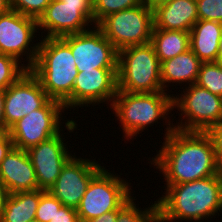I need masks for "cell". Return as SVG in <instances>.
I'll return each instance as SVG.
<instances>
[{
  "label": "cell",
  "mask_w": 222,
  "mask_h": 222,
  "mask_svg": "<svg viewBox=\"0 0 222 222\" xmlns=\"http://www.w3.org/2000/svg\"><path fill=\"white\" fill-rule=\"evenodd\" d=\"M160 146L149 163L162 172L165 185L192 182L222 171L207 132L174 129Z\"/></svg>",
  "instance_id": "obj_1"
},
{
  "label": "cell",
  "mask_w": 222,
  "mask_h": 222,
  "mask_svg": "<svg viewBox=\"0 0 222 222\" xmlns=\"http://www.w3.org/2000/svg\"><path fill=\"white\" fill-rule=\"evenodd\" d=\"M164 188L165 195L156 199L158 222H203L217 213L219 215L222 210V171L204 179Z\"/></svg>",
  "instance_id": "obj_2"
},
{
  "label": "cell",
  "mask_w": 222,
  "mask_h": 222,
  "mask_svg": "<svg viewBox=\"0 0 222 222\" xmlns=\"http://www.w3.org/2000/svg\"><path fill=\"white\" fill-rule=\"evenodd\" d=\"M118 117L119 125L124 133V139L129 141L134 136L137 137L140 132L149 126H153L158 121L165 120L166 128L164 138L174 131V124L171 123L168 116L173 111V94L168 92L153 93H130L117 91L113 103L110 107ZM168 121V122H167ZM153 124V125H151ZM169 125V126H168Z\"/></svg>",
  "instance_id": "obj_3"
},
{
  "label": "cell",
  "mask_w": 222,
  "mask_h": 222,
  "mask_svg": "<svg viewBox=\"0 0 222 222\" xmlns=\"http://www.w3.org/2000/svg\"><path fill=\"white\" fill-rule=\"evenodd\" d=\"M39 41L37 58L30 71L50 99L59 101L71 111V93L78 75L71 49L61 38Z\"/></svg>",
  "instance_id": "obj_4"
},
{
  "label": "cell",
  "mask_w": 222,
  "mask_h": 222,
  "mask_svg": "<svg viewBox=\"0 0 222 222\" xmlns=\"http://www.w3.org/2000/svg\"><path fill=\"white\" fill-rule=\"evenodd\" d=\"M161 63L151 43L118 51L117 91L153 93L164 91Z\"/></svg>",
  "instance_id": "obj_5"
},
{
  "label": "cell",
  "mask_w": 222,
  "mask_h": 222,
  "mask_svg": "<svg viewBox=\"0 0 222 222\" xmlns=\"http://www.w3.org/2000/svg\"><path fill=\"white\" fill-rule=\"evenodd\" d=\"M181 94H173V109L181 112L180 122L175 129L207 132L222 122V97L211 93L197 84L184 87ZM183 92V93H182ZM180 95V96H179ZM176 96V97H175Z\"/></svg>",
  "instance_id": "obj_6"
},
{
  "label": "cell",
  "mask_w": 222,
  "mask_h": 222,
  "mask_svg": "<svg viewBox=\"0 0 222 222\" xmlns=\"http://www.w3.org/2000/svg\"><path fill=\"white\" fill-rule=\"evenodd\" d=\"M103 168L91 179L76 211L80 222L121 208L131 196V185Z\"/></svg>",
  "instance_id": "obj_7"
},
{
  "label": "cell",
  "mask_w": 222,
  "mask_h": 222,
  "mask_svg": "<svg viewBox=\"0 0 222 222\" xmlns=\"http://www.w3.org/2000/svg\"><path fill=\"white\" fill-rule=\"evenodd\" d=\"M97 27L118 51L128 46L150 43L154 11L143 3L105 17Z\"/></svg>",
  "instance_id": "obj_8"
},
{
  "label": "cell",
  "mask_w": 222,
  "mask_h": 222,
  "mask_svg": "<svg viewBox=\"0 0 222 222\" xmlns=\"http://www.w3.org/2000/svg\"><path fill=\"white\" fill-rule=\"evenodd\" d=\"M37 24L39 31L41 28L47 32L40 38H60L87 31L94 26L93 0H52Z\"/></svg>",
  "instance_id": "obj_9"
},
{
  "label": "cell",
  "mask_w": 222,
  "mask_h": 222,
  "mask_svg": "<svg viewBox=\"0 0 222 222\" xmlns=\"http://www.w3.org/2000/svg\"><path fill=\"white\" fill-rule=\"evenodd\" d=\"M64 111L62 103L50 99L42 108L18 120L8 129L14 147L27 151L63 131Z\"/></svg>",
  "instance_id": "obj_10"
},
{
  "label": "cell",
  "mask_w": 222,
  "mask_h": 222,
  "mask_svg": "<svg viewBox=\"0 0 222 222\" xmlns=\"http://www.w3.org/2000/svg\"><path fill=\"white\" fill-rule=\"evenodd\" d=\"M37 32L40 33L37 20L34 18L24 16L14 10L0 15V53L14 57L20 63L23 62V65L30 70L38 54L40 42L36 44L33 42L35 37L37 40V35H35ZM23 56H26L24 61L27 64L22 61Z\"/></svg>",
  "instance_id": "obj_11"
},
{
  "label": "cell",
  "mask_w": 222,
  "mask_h": 222,
  "mask_svg": "<svg viewBox=\"0 0 222 222\" xmlns=\"http://www.w3.org/2000/svg\"><path fill=\"white\" fill-rule=\"evenodd\" d=\"M60 38L70 47L78 72L93 68H118V50L97 26Z\"/></svg>",
  "instance_id": "obj_12"
},
{
  "label": "cell",
  "mask_w": 222,
  "mask_h": 222,
  "mask_svg": "<svg viewBox=\"0 0 222 222\" xmlns=\"http://www.w3.org/2000/svg\"><path fill=\"white\" fill-rule=\"evenodd\" d=\"M102 168L95 159L77 158L74 153L63 166L59 177L48 191L64 206L76 209L89 182Z\"/></svg>",
  "instance_id": "obj_13"
},
{
  "label": "cell",
  "mask_w": 222,
  "mask_h": 222,
  "mask_svg": "<svg viewBox=\"0 0 222 222\" xmlns=\"http://www.w3.org/2000/svg\"><path fill=\"white\" fill-rule=\"evenodd\" d=\"M118 68H93L78 72L71 93V108L109 103L117 93ZM89 104V105H88Z\"/></svg>",
  "instance_id": "obj_14"
},
{
  "label": "cell",
  "mask_w": 222,
  "mask_h": 222,
  "mask_svg": "<svg viewBox=\"0 0 222 222\" xmlns=\"http://www.w3.org/2000/svg\"><path fill=\"white\" fill-rule=\"evenodd\" d=\"M49 100L38 78L28 70L5 90V128L8 130L33 110L42 108Z\"/></svg>",
  "instance_id": "obj_15"
},
{
  "label": "cell",
  "mask_w": 222,
  "mask_h": 222,
  "mask_svg": "<svg viewBox=\"0 0 222 222\" xmlns=\"http://www.w3.org/2000/svg\"><path fill=\"white\" fill-rule=\"evenodd\" d=\"M63 139L65 138L60 132L27 150L35 169L38 188L41 190H49L59 177L63 166L73 156Z\"/></svg>",
  "instance_id": "obj_16"
},
{
  "label": "cell",
  "mask_w": 222,
  "mask_h": 222,
  "mask_svg": "<svg viewBox=\"0 0 222 222\" xmlns=\"http://www.w3.org/2000/svg\"><path fill=\"white\" fill-rule=\"evenodd\" d=\"M0 180L10 193L39 189L28 152L17 147H13L0 163Z\"/></svg>",
  "instance_id": "obj_17"
},
{
  "label": "cell",
  "mask_w": 222,
  "mask_h": 222,
  "mask_svg": "<svg viewBox=\"0 0 222 222\" xmlns=\"http://www.w3.org/2000/svg\"><path fill=\"white\" fill-rule=\"evenodd\" d=\"M154 11V27L190 32L199 20L196 0H172L158 5Z\"/></svg>",
  "instance_id": "obj_18"
},
{
  "label": "cell",
  "mask_w": 222,
  "mask_h": 222,
  "mask_svg": "<svg viewBox=\"0 0 222 222\" xmlns=\"http://www.w3.org/2000/svg\"><path fill=\"white\" fill-rule=\"evenodd\" d=\"M202 61L189 49L180 55L161 62V82L163 90L167 92V83L182 85L196 84Z\"/></svg>",
  "instance_id": "obj_19"
},
{
  "label": "cell",
  "mask_w": 222,
  "mask_h": 222,
  "mask_svg": "<svg viewBox=\"0 0 222 222\" xmlns=\"http://www.w3.org/2000/svg\"><path fill=\"white\" fill-rule=\"evenodd\" d=\"M222 23L198 20L190 30V49L202 62H217Z\"/></svg>",
  "instance_id": "obj_20"
},
{
  "label": "cell",
  "mask_w": 222,
  "mask_h": 222,
  "mask_svg": "<svg viewBox=\"0 0 222 222\" xmlns=\"http://www.w3.org/2000/svg\"><path fill=\"white\" fill-rule=\"evenodd\" d=\"M41 189L11 193L0 217V222H29L35 219Z\"/></svg>",
  "instance_id": "obj_21"
},
{
  "label": "cell",
  "mask_w": 222,
  "mask_h": 222,
  "mask_svg": "<svg viewBox=\"0 0 222 222\" xmlns=\"http://www.w3.org/2000/svg\"><path fill=\"white\" fill-rule=\"evenodd\" d=\"M150 43L161 63L190 49V32L154 27Z\"/></svg>",
  "instance_id": "obj_22"
},
{
  "label": "cell",
  "mask_w": 222,
  "mask_h": 222,
  "mask_svg": "<svg viewBox=\"0 0 222 222\" xmlns=\"http://www.w3.org/2000/svg\"><path fill=\"white\" fill-rule=\"evenodd\" d=\"M135 198H131L121 208H118L116 222H158L157 204L143 210L135 204ZM137 205V206H136Z\"/></svg>",
  "instance_id": "obj_23"
},
{
  "label": "cell",
  "mask_w": 222,
  "mask_h": 222,
  "mask_svg": "<svg viewBox=\"0 0 222 222\" xmlns=\"http://www.w3.org/2000/svg\"><path fill=\"white\" fill-rule=\"evenodd\" d=\"M196 84L222 97V65L218 62H202Z\"/></svg>",
  "instance_id": "obj_24"
},
{
  "label": "cell",
  "mask_w": 222,
  "mask_h": 222,
  "mask_svg": "<svg viewBox=\"0 0 222 222\" xmlns=\"http://www.w3.org/2000/svg\"><path fill=\"white\" fill-rule=\"evenodd\" d=\"M143 4V0H93L94 25L105 17L128 8Z\"/></svg>",
  "instance_id": "obj_25"
},
{
  "label": "cell",
  "mask_w": 222,
  "mask_h": 222,
  "mask_svg": "<svg viewBox=\"0 0 222 222\" xmlns=\"http://www.w3.org/2000/svg\"><path fill=\"white\" fill-rule=\"evenodd\" d=\"M27 71L14 57L0 53V91L6 90Z\"/></svg>",
  "instance_id": "obj_26"
},
{
  "label": "cell",
  "mask_w": 222,
  "mask_h": 222,
  "mask_svg": "<svg viewBox=\"0 0 222 222\" xmlns=\"http://www.w3.org/2000/svg\"><path fill=\"white\" fill-rule=\"evenodd\" d=\"M63 204L48 190H41L39 205L36 210L35 219L40 222H50Z\"/></svg>",
  "instance_id": "obj_27"
},
{
  "label": "cell",
  "mask_w": 222,
  "mask_h": 222,
  "mask_svg": "<svg viewBox=\"0 0 222 222\" xmlns=\"http://www.w3.org/2000/svg\"><path fill=\"white\" fill-rule=\"evenodd\" d=\"M52 0H10L11 10L38 20Z\"/></svg>",
  "instance_id": "obj_28"
},
{
  "label": "cell",
  "mask_w": 222,
  "mask_h": 222,
  "mask_svg": "<svg viewBox=\"0 0 222 222\" xmlns=\"http://www.w3.org/2000/svg\"><path fill=\"white\" fill-rule=\"evenodd\" d=\"M199 20L222 23V0H196Z\"/></svg>",
  "instance_id": "obj_29"
},
{
  "label": "cell",
  "mask_w": 222,
  "mask_h": 222,
  "mask_svg": "<svg viewBox=\"0 0 222 222\" xmlns=\"http://www.w3.org/2000/svg\"><path fill=\"white\" fill-rule=\"evenodd\" d=\"M211 137L218 165L222 169V122L207 131Z\"/></svg>",
  "instance_id": "obj_30"
},
{
  "label": "cell",
  "mask_w": 222,
  "mask_h": 222,
  "mask_svg": "<svg viewBox=\"0 0 222 222\" xmlns=\"http://www.w3.org/2000/svg\"><path fill=\"white\" fill-rule=\"evenodd\" d=\"M50 222H80V220L75 208L63 205L56 211Z\"/></svg>",
  "instance_id": "obj_31"
},
{
  "label": "cell",
  "mask_w": 222,
  "mask_h": 222,
  "mask_svg": "<svg viewBox=\"0 0 222 222\" xmlns=\"http://www.w3.org/2000/svg\"><path fill=\"white\" fill-rule=\"evenodd\" d=\"M14 147L13 141L10 135L7 133L1 140H0V163L5 158V156L11 151Z\"/></svg>",
  "instance_id": "obj_32"
},
{
  "label": "cell",
  "mask_w": 222,
  "mask_h": 222,
  "mask_svg": "<svg viewBox=\"0 0 222 222\" xmlns=\"http://www.w3.org/2000/svg\"><path fill=\"white\" fill-rule=\"evenodd\" d=\"M10 194L11 193L9 192L5 184L0 180V217L3 213L7 199L9 198Z\"/></svg>",
  "instance_id": "obj_33"
},
{
  "label": "cell",
  "mask_w": 222,
  "mask_h": 222,
  "mask_svg": "<svg viewBox=\"0 0 222 222\" xmlns=\"http://www.w3.org/2000/svg\"><path fill=\"white\" fill-rule=\"evenodd\" d=\"M117 214H118V209L107 212L97 218H94L85 222H116Z\"/></svg>",
  "instance_id": "obj_34"
},
{
  "label": "cell",
  "mask_w": 222,
  "mask_h": 222,
  "mask_svg": "<svg viewBox=\"0 0 222 222\" xmlns=\"http://www.w3.org/2000/svg\"><path fill=\"white\" fill-rule=\"evenodd\" d=\"M4 101H5V90H2V91H0V126L5 127Z\"/></svg>",
  "instance_id": "obj_35"
},
{
  "label": "cell",
  "mask_w": 222,
  "mask_h": 222,
  "mask_svg": "<svg viewBox=\"0 0 222 222\" xmlns=\"http://www.w3.org/2000/svg\"><path fill=\"white\" fill-rule=\"evenodd\" d=\"M172 0H143V3L147 5L150 9L156 8L158 5L164 4Z\"/></svg>",
  "instance_id": "obj_36"
},
{
  "label": "cell",
  "mask_w": 222,
  "mask_h": 222,
  "mask_svg": "<svg viewBox=\"0 0 222 222\" xmlns=\"http://www.w3.org/2000/svg\"><path fill=\"white\" fill-rule=\"evenodd\" d=\"M10 10V0H0V15L8 13Z\"/></svg>",
  "instance_id": "obj_37"
},
{
  "label": "cell",
  "mask_w": 222,
  "mask_h": 222,
  "mask_svg": "<svg viewBox=\"0 0 222 222\" xmlns=\"http://www.w3.org/2000/svg\"><path fill=\"white\" fill-rule=\"evenodd\" d=\"M217 62L222 65V35L219 41V55H218V60Z\"/></svg>",
  "instance_id": "obj_38"
},
{
  "label": "cell",
  "mask_w": 222,
  "mask_h": 222,
  "mask_svg": "<svg viewBox=\"0 0 222 222\" xmlns=\"http://www.w3.org/2000/svg\"><path fill=\"white\" fill-rule=\"evenodd\" d=\"M8 133V130L4 126H0V140Z\"/></svg>",
  "instance_id": "obj_39"
},
{
  "label": "cell",
  "mask_w": 222,
  "mask_h": 222,
  "mask_svg": "<svg viewBox=\"0 0 222 222\" xmlns=\"http://www.w3.org/2000/svg\"><path fill=\"white\" fill-rule=\"evenodd\" d=\"M29 222H40V221L34 219V220L29 221Z\"/></svg>",
  "instance_id": "obj_40"
}]
</instances>
